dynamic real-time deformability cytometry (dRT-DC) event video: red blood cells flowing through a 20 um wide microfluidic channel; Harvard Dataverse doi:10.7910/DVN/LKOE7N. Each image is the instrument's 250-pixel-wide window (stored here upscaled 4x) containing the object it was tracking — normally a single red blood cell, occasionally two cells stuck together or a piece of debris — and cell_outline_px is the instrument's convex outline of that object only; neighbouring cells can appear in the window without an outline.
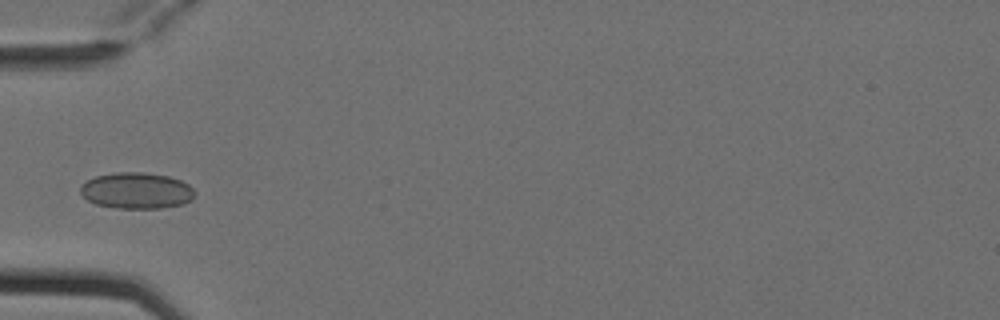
{"species": "Egyptian fruit bat (a non-hibernating species)", "species_latin": "Rousettus aegyptiacus", "temperature_condition": "cold", "stored_images_in_passage": 5, "camera_frame_rate_fps": 3000, "um_per_image_px": 0.085, "animal": {"sex": "female"}, "frame": {"image": 1, "passage_image": 4, "time_ms": 1.0, "image_size_px": [1000, 320], "cell_outline_px": [[196, 192], [192, 200], [184, 204], [160, 208], [116, 208], [96, 204], [88, 200], [80, 192], [80, 184], [96, 176], [116, 172], [144, 172], [168, 176], [180, 180], [188, 184]], "centroid_in_image_um": [11.62, 16.2], "position_along_channel_um": 73.4, "area_um2": 24.22}}
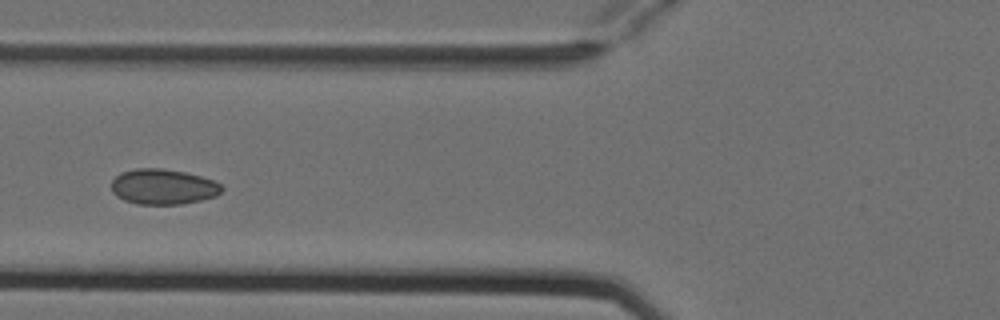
{"frame": {"image": 2, "passage_image": 5, "time_ms": 1.333, "image_size_px": [1000, 320], "cell_outline_px": [[224, 188], [216, 196], [200, 200], [180, 204], [136, 204], [124, 200], [116, 196], [112, 192], [112, 180], [120, 172], [136, 168], [160, 168], [184, 172], [200, 176], [212, 180], [220, 184]], "centroid_in_image_um": [13.84, 15.87], "position_along_channel_um": 112.0, "area_um2": 22.72}}